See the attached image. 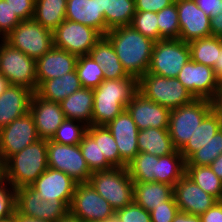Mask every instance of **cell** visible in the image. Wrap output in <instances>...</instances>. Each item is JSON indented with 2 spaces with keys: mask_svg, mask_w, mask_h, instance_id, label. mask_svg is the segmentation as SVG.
Here are the masks:
<instances>
[{
  "mask_svg": "<svg viewBox=\"0 0 222 222\" xmlns=\"http://www.w3.org/2000/svg\"><path fill=\"white\" fill-rule=\"evenodd\" d=\"M105 36L112 43L129 76L139 80L147 73L155 41L145 37L131 25L111 29Z\"/></svg>",
  "mask_w": 222,
  "mask_h": 222,
  "instance_id": "cell-1",
  "label": "cell"
},
{
  "mask_svg": "<svg viewBox=\"0 0 222 222\" xmlns=\"http://www.w3.org/2000/svg\"><path fill=\"white\" fill-rule=\"evenodd\" d=\"M92 125H107L118 116L138 92V79H104L93 89Z\"/></svg>",
  "mask_w": 222,
  "mask_h": 222,
  "instance_id": "cell-2",
  "label": "cell"
},
{
  "mask_svg": "<svg viewBox=\"0 0 222 222\" xmlns=\"http://www.w3.org/2000/svg\"><path fill=\"white\" fill-rule=\"evenodd\" d=\"M5 180L17 189L30 186L47 168V139H38L5 162Z\"/></svg>",
  "mask_w": 222,
  "mask_h": 222,
  "instance_id": "cell-3",
  "label": "cell"
},
{
  "mask_svg": "<svg viewBox=\"0 0 222 222\" xmlns=\"http://www.w3.org/2000/svg\"><path fill=\"white\" fill-rule=\"evenodd\" d=\"M88 183L115 211L133 202L134 182L126 167L93 172Z\"/></svg>",
  "mask_w": 222,
  "mask_h": 222,
  "instance_id": "cell-4",
  "label": "cell"
},
{
  "mask_svg": "<svg viewBox=\"0 0 222 222\" xmlns=\"http://www.w3.org/2000/svg\"><path fill=\"white\" fill-rule=\"evenodd\" d=\"M215 108L213 101L195 98L170 110L168 132L174 147L180 150L194 135L202 120Z\"/></svg>",
  "mask_w": 222,
  "mask_h": 222,
  "instance_id": "cell-5",
  "label": "cell"
},
{
  "mask_svg": "<svg viewBox=\"0 0 222 222\" xmlns=\"http://www.w3.org/2000/svg\"><path fill=\"white\" fill-rule=\"evenodd\" d=\"M138 91L170 110L195 99L177 78L161 77L149 72L138 80Z\"/></svg>",
  "mask_w": 222,
  "mask_h": 222,
  "instance_id": "cell-6",
  "label": "cell"
},
{
  "mask_svg": "<svg viewBox=\"0 0 222 222\" xmlns=\"http://www.w3.org/2000/svg\"><path fill=\"white\" fill-rule=\"evenodd\" d=\"M190 59L189 44L181 39H162L154 43L149 73L176 78Z\"/></svg>",
  "mask_w": 222,
  "mask_h": 222,
  "instance_id": "cell-7",
  "label": "cell"
},
{
  "mask_svg": "<svg viewBox=\"0 0 222 222\" xmlns=\"http://www.w3.org/2000/svg\"><path fill=\"white\" fill-rule=\"evenodd\" d=\"M4 40L35 60L54 46L53 32L34 19L21 21Z\"/></svg>",
  "mask_w": 222,
  "mask_h": 222,
  "instance_id": "cell-8",
  "label": "cell"
},
{
  "mask_svg": "<svg viewBox=\"0 0 222 222\" xmlns=\"http://www.w3.org/2000/svg\"><path fill=\"white\" fill-rule=\"evenodd\" d=\"M1 74L10 85H20L33 92L37 90L35 59L12 47L4 39H0Z\"/></svg>",
  "mask_w": 222,
  "mask_h": 222,
  "instance_id": "cell-9",
  "label": "cell"
},
{
  "mask_svg": "<svg viewBox=\"0 0 222 222\" xmlns=\"http://www.w3.org/2000/svg\"><path fill=\"white\" fill-rule=\"evenodd\" d=\"M48 167L62 171L77 183H88L92 172L79 145L59 144L47 140Z\"/></svg>",
  "mask_w": 222,
  "mask_h": 222,
  "instance_id": "cell-10",
  "label": "cell"
},
{
  "mask_svg": "<svg viewBox=\"0 0 222 222\" xmlns=\"http://www.w3.org/2000/svg\"><path fill=\"white\" fill-rule=\"evenodd\" d=\"M101 37L94 28L65 19L53 31V44L77 56L88 55Z\"/></svg>",
  "mask_w": 222,
  "mask_h": 222,
  "instance_id": "cell-11",
  "label": "cell"
},
{
  "mask_svg": "<svg viewBox=\"0 0 222 222\" xmlns=\"http://www.w3.org/2000/svg\"><path fill=\"white\" fill-rule=\"evenodd\" d=\"M69 212L83 222L105 221L115 210L89 183H77Z\"/></svg>",
  "mask_w": 222,
  "mask_h": 222,
  "instance_id": "cell-12",
  "label": "cell"
},
{
  "mask_svg": "<svg viewBox=\"0 0 222 222\" xmlns=\"http://www.w3.org/2000/svg\"><path fill=\"white\" fill-rule=\"evenodd\" d=\"M16 211L24 216L56 222L69 212L63 202L42 200L31 186L15 189Z\"/></svg>",
  "mask_w": 222,
  "mask_h": 222,
  "instance_id": "cell-13",
  "label": "cell"
},
{
  "mask_svg": "<svg viewBox=\"0 0 222 222\" xmlns=\"http://www.w3.org/2000/svg\"><path fill=\"white\" fill-rule=\"evenodd\" d=\"M194 98L215 101L219 93L220 81L213 68L194 62L191 58L176 77Z\"/></svg>",
  "mask_w": 222,
  "mask_h": 222,
  "instance_id": "cell-14",
  "label": "cell"
},
{
  "mask_svg": "<svg viewBox=\"0 0 222 222\" xmlns=\"http://www.w3.org/2000/svg\"><path fill=\"white\" fill-rule=\"evenodd\" d=\"M38 139L33 117L28 112L0 129V160L5 162Z\"/></svg>",
  "mask_w": 222,
  "mask_h": 222,
  "instance_id": "cell-15",
  "label": "cell"
},
{
  "mask_svg": "<svg viewBox=\"0 0 222 222\" xmlns=\"http://www.w3.org/2000/svg\"><path fill=\"white\" fill-rule=\"evenodd\" d=\"M77 182L62 171L47 168L30 186L42 200L71 205Z\"/></svg>",
  "mask_w": 222,
  "mask_h": 222,
  "instance_id": "cell-16",
  "label": "cell"
},
{
  "mask_svg": "<svg viewBox=\"0 0 222 222\" xmlns=\"http://www.w3.org/2000/svg\"><path fill=\"white\" fill-rule=\"evenodd\" d=\"M174 2L179 17V39L189 43L211 35V17L201 10L194 0H175Z\"/></svg>",
  "mask_w": 222,
  "mask_h": 222,
  "instance_id": "cell-17",
  "label": "cell"
},
{
  "mask_svg": "<svg viewBox=\"0 0 222 222\" xmlns=\"http://www.w3.org/2000/svg\"><path fill=\"white\" fill-rule=\"evenodd\" d=\"M106 127L116 141L120 154V167H127V164L139 153L138 127L127 109H124Z\"/></svg>",
  "mask_w": 222,
  "mask_h": 222,
  "instance_id": "cell-18",
  "label": "cell"
},
{
  "mask_svg": "<svg viewBox=\"0 0 222 222\" xmlns=\"http://www.w3.org/2000/svg\"><path fill=\"white\" fill-rule=\"evenodd\" d=\"M138 130L168 128L170 109L146 98L139 91L126 106Z\"/></svg>",
  "mask_w": 222,
  "mask_h": 222,
  "instance_id": "cell-19",
  "label": "cell"
},
{
  "mask_svg": "<svg viewBox=\"0 0 222 222\" xmlns=\"http://www.w3.org/2000/svg\"><path fill=\"white\" fill-rule=\"evenodd\" d=\"M29 113L41 139H51L65 119L60 103L46 100L36 92H33Z\"/></svg>",
  "mask_w": 222,
  "mask_h": 222,
  "instance_id": "cell-20",
  "label": "cell"
},
{
  "mask_svg": "<svg viewBox=\"0 0 222 222\" xmlns=\"http://www.w3.org/2000/svg\"><path fill=\"white\" fill-rule=\"evenodd\" d=\"M173 195L179 211L201 215L218 200L206 193L186 174L174 185Z\"/></svg>",
  "mask_w": 222,
  "mask_h": 222,
  "instance_id": "cell-21",
  "label": "cell"
},
{
  "mask_svg": "<svg viewBox=\"0 0 222 222\" xmlns=\"http://www.w3.org/2000/svg\"><path fill=\"white\" fill-rule=\"evenodd\" d=\"M77 59V55L53 46L42 57L35 60L37 87L45 80L74 71Z\"/></svg>",
  "mask_w": 222,
  "mask_h": 222,
  "instance_id": "cell-22",
  "label": "cell"
},
{
  "mask_svg": "<svg viewBox=\"0 0 222 222\" xmlns=\"http://www.w3.org/2000/svg\"><path fill=\"white\" fill-rule=\"evenodd\" d=\"M65 16L67 20L94 28L102 36L107 33L104 0H67Z\"/></svg>",
  "mask_w": 222,
  "mask_h": 222,
  "instance_id": "cell-23",
  "label": "cell"
},
{
  "mask_svg": "<svg viewBox=\"0 0 222 222\" xmlns=\"http://www.w3.org/2000/svg\"><path fill=\"white\" fill-rule=\"evenodd\" d=\"M33 91L20 85H10L0 95V129L27 114Z\"/></svg>",
  "mask_w": 222,
  "mask_h": 222,
  "instance_id": "cell-24",
  "label": "cell"
},
{
  "mask_svg": "<svg viewBox=\"0 0 222 222\" xmlns=\"http://www.w3.org/2000/svg\"><path fill=\"white\" fill-rule=\"evenodd\" d=\"M94 92L92 88L81 87L60 102L65 119L78 120L92 125Z\"/></svg>",
  "mask_w": 222,
  "mask_h": 222,
  "instance_id": "cell-25",
  "label": "cell"
},
{
  "mask_svg": "<svg viewBox=\"0 0 222 222\" xmlns=\"http://www.w3.org/2000/svg\"><path fill=\"white\" fill-rule=\"evenodd\" d=\"M89 55L102 66L104 79L130 77L119 61L116 51L106 36H102L90 50Z\"/></svg>",
  "mask_w": 222,
  "mask_h": 222,
  "instance_id": "cell-26",
  "label": "cell"
},
{
  "mask_svg": "<svg viewBox=\"0 0 222 222\" xmlns=\"http://www.w3.org/2000/svg\"><path fill=\"white\" fill-rule=\"evenodd\" d=\"M222 128V111L216 107L202 120L194 135L186 142L179 152L187 161L197 150L207 144L212 136Z\"/></svg>",
  "mask_w": 222,
  "mask_h": 222,
  "instance_id": "cell-27",
  "label": "cell"
},
{
  "mask_svg": "<svg viewBox=\"0 0 222 222\" xmlns=\"http://www.w3.org/2000/svg\"><path fill=\"white\" fill-rule=\"evenodd\" d=\"M81 87L78 73L75 69L61 77L43 81L37 87L36 93L46 100L60 103Z\"/></svg>",
  "mask_w": 222,
  "mask_h": 222,
  "instance_id": "cell-28",
  "label": "cell"
},
{
  "mask_svg": "<svg viewBox=\"0 0 222 222\" xmlns=\"http://www.w3.org/2000/svg\"><path fill=\"white\" fill-rule=\"evenodd\" d=\"M173 196V186L160 182H134L133 201L150 212Z\"/></svg>",
  "mask_w": 222,
  "mask_h": 222,
  "instance_id": "cell-29",
  "label": "cell"
},
{
  "mask_svg": "<svg viewBox=\"0 0 222 222\" xmlns=\"http://www.w3.org/2000/svg\"><path fill=\"white\" fill-rule=\"evenodd\" d=\"M138 150L155 156H165L177 149L171 140L168 128H147L138 132Z\"/></svg>",
  "mask_w": 222,
  "mask_h": 222,
  "instance_id": "cell-30",
  "label": "cell"
},
{
  "mask_svg": "<svg viewBox=\"0 0 222 222\" xmlns=\"http://www.w3.org/2000/svg\"><path fill=\"white\" fill-rule=\"evenodd\" d=\"M67 0H35L33 19L52 32L66 19Z\"/></svg>",
  "mask_w": 222,
  "mask_h": 222,
  "instance_id": "cell-31",
  "label": "cell"
},
{
  "mask_svg": "<svg viewBox=\"0 0 222 222\" xmlns=\"http://www.w3.org/2000/svg\"><path fill=\"white\" fill-rule=\"evenodd\" d=\"M135 14V0H104V17L107 32L130 25Z\"/></svg>",
  "mask_w": 222,
  "mask_h": 222,
  "instance_id": "cell-32",
  "label": "cell"
},
{
  "mask_svg": "<svg viewBox=\"0 0 222 222\" xmlns=\"http://www.w3.org/2000/svg\"><path fill=\"white\" fill-rule=\"evenodd\" d=\"M186 161L179 150L159 157L157 161V182L174 185L185 175Z\"/></svg>",
  "mask_w": 222,
  "mask_h": 222,
  "instance_id": "cell-33",
  "label": "cell"
},
{
  "mask_svg": "<svg viewBox=\"0 0 222 222\" xmlns=\"http://www.w3.org/2000/svg\"><path fill=\"white\" fill-rule=\"evenodd\" d=\"M190 58L197 63L214 67L221 50V37L210 35L188 43Z\"/></svg>",
  "mask_w": 222,
  "mask_h": 222,
  "instance_id": "cell-34",
  "label": "cell"
},
{
  "mask_svg": "<svg viewBox=\"0 0 222 222\" xmlns=\"http://www.w3.org/2000/svg\"><path fill=\"white\" fill-rule=\"evenodd\" d=\"M158 160L159 156L139 152L126 167L133 182H157Z\"/></svg>",
  "mask_w": 222,
  "mask_h": 222,
  "instance_id": "cell-35",
  "label": "cell"
},
{
  "mask_svg": "<svg viewBox=\"0 0 222 222\" xmlns=\"http://www.w3.org/2000/svg\"><path fill=\"white\" fill-rule=\"evenodd\" d=\"M87 133L99 143L101 159H106L112 167H120L119 150L110 130L105 125H90Z\"/></svg>",
  "mask_w": 222,
  "mask_h": 222,
  "instance_id": "cell-36",
  "label": "cell"
},
{
  "mask_svg": "<svg viewBox=\"0 0 222 222\" xmlns=\"http://www.w3.org/2000/svg\"><path fill=\"white\" fill-rule=\"evenodd\" d=\"M206 193L222 201V180L209 166L186 165V173Z\"/></svg>",
  "mask_w": 222,
  "mask_h": 222,
  "instance_id": "cell-37",
  "label": "cell"
},
{
  "mask_svg": "<svg viewBox=\"0 0 222 222\" xmlns=\"http://www.w3.org/2000/svg\"><path fill=\"white\" fill-rule=\"evenodd\" d=\"M76 71L78 73L81 86L85 88H97L104 80V71L102 66L95 62L89 54L78 56Z\"/></svg>",
  "mask_w": 222,
  "mask_h": 222,
  "instance_id": "cell-38",
  "label": "cell"
},
{
  "mask_svg": "<svg viewBox=\"0 0 222 222\" xmlns=\"http://www.w3.org/2000/svg\"><path fill=\"white\" fill-rule=\"evenodd\" d=\"M87 128L81 121L64 119L50 140L64 145H79L87 133Z\"/></svg>",
  "mask_w": 222,
  "mask_h": 222,
  "instance_id": "cell-39",
  "label": "cell"
},
{
  "mask_svg": "<svg viewBox=\"0 0 222 222\" xmlns=\"http://www.w3.org/2000/svg\"><path fill=\"white\" fill-rule=\"evenodd\" d=\"M159 40L179 39L180 26L176 3L163 8L157 13Z\"/></svg>",
  "mask_w": 222,
  "mask_h": 222,
  "instance_id": "cell-40",
  "label": "cell"
},
{
  "mask_svg": "<svg viewBox=\"0 0 222 222\" xmlns=\"http://www.w3.org/2000/svg\"><path fill=\"white\" fill-rule=\"evenodd\" d=\"M221 153L222 128L186 161V165L209 166Z\"/></svg>",
  "mask_w": 222,
  "mask_h": 222,
  "instance_id": "cell-41",
  "label": "cell"
},
{
  "mask_svg": "<svg viewBox=\"0 0 222 222\" xmlns=\"http://www.w3.org/2000/svg\"><path fill=\"white\" fill-rule=\"evenodd\" d=\"M82 156L86 160L89 170L93 173L113 168L106 159H101L99 143L86 133L79 144Z\"/></svg>",
  "mask_w": 222,
  "mask_h": 222,
  "instance_id": "cell-42",
  "label": "cell"
},
{
  "mask_svg": "<svg viewBox=\"0 0 222 222\" xmlns=\"http://www.w3.org/2000/svg\"><path fill=\"white\" fill-rule=\"evenodd\" d=\"M157 22V13L151 11H135L130 25L145 37L157 42L159 41V27Z\"/></svg>",
  "mask_w": 222,
  "mask_h": 222,
  "instance_id": "cell-43",
  "label": "cell"
},
{
  "mask_svg": "<svg viewBox=\"0 0 222 222\" xmlns=\"http://www.w3.org/2000/svg\"><path fill=\"white\" fill-rule=\"evenodd\" d=\"M121 222H151L150 212L134 201L115 211Z\"/></svg>",
  "mask_w": 222,
  "mask_h": 222,
  "instance_id": "cell-44",
  "label": "cell"
},
{
  "mask_svg": "<svg viewBox=\"0 0 222 222\" xmlns=\"http://www.w3.org/2000/svg\"><path fill=\"white\" fill-rule=\"evenodd\" d=\"M15 210V190L5 180L0 185V220L12 217Z\"/></svg>",
  "mask_w": 222,
  "mask_h": 222,
  "instance_id": "cell-45",
  "label": "cell"
},
{
  "mask_svg": "<svg viewBox=\"0 0 222 222\" xmlns=\"http://www.w3.org/2000/svg\"><path fill=\"white\" fill-rule=\"evenodd\" d=\"M21 20L5 0H0V39H4Z\"/></svg>",
  "mask_w": 222,
  "mask_h": 222,
  "instance_id": "cell-46",
  "label": "cell"
},
{
  "mask_svg": "<svg viewBox=\"0 0 222 222\" xmlns=\"http://www.w3.org/2000/svg\"><path fill=\"white\" fill-rule=\"evenodd\" d=\"M179 211L174 195L150 211L151 222H172Z\"/></svg>",
  "mask_w": 222,
  "mask_h": 222,
  "instance_id": "cell-47",
  "label": "cell"
},
{
  "mask_svg": "<svg viewBox=\"0 0 222 222\" xmlns=\"http://www.w3.org/2000/svg\"><path fill=\"white\" fill-rule=\"evenodd\" d=\"M21 21L33 19L35 0H5Z\"/></svg>",
  "mask_w": 222,
  "mask_h": 222,
  "instance_id": "cell-48",
  "label": "cell"
},
{
  "mask_svg": "<svg viewBox=\"0 0 222 222\" xmlns=\"http://www.w3.org/2000/svg\"><path fill=\"white\" fill-rule=\"evenodd\" d=\"M175 0H135V11H151L158 13L170 6Z\"/></svg>",
  "mask_w": 222,
  "mask_h": 222,
  "instance_id": "cell-49",
  "label": "cell"
},
{
  "mask_svg": "<svg viewBox=\"0 0 222 222\" xmlns=\"http://www.w3.org/2000/svg\"><path fill=\"white\" fill-rule=\"evenodd\" d=\"M200 217L202 222H222V201H217Z\"/></svg>",
  "mask_w": 222,
  "mask_h": 222,
  "instance_id": "cell-50",
  "label": "cell"
},
{
  "mask_svg": "<svg viewBox=\"0 0 222 222\" xmlns=\"http://www.w3.org/2000/svg\"><path fill=\"white\" fill-rule=\"evenodd\" d=\"M197 6L203 10L209 17L216 15L221 10L222 0H194Z\"/></svg>",
  "mask_w": 222,
  "mask_h": 222,
  "instance_id": "cell-51",
  "label": "cell"
},
{
  "mask_svg": "<svg viewBox=\"0 0 222 222\" xmlns=\"http://www.w3.org/2000/svg\"><path fill=\"white\" fill-rule=\"evenodd\" d=\"M211 35L222 37V1L221 10L216 15H213L210 20Z\"/></svg>",
  "mask_w": 222,
  "mask_h": 222,
  "instance_id": "cell-52",
  "label": "cell"
},
{
  "mask_svg": "<svg viewBox=\"0 0 222 222\" xmlns=\"http://www.w3.org/2000/svg\"><path fill=\"white\" fill-rule=\"evenodd\" d=\"M172 222H202L200 215L178 211Z\"/></svg>",
  "mask_w": 222,
  "mask_h": 222,
  "instance_id": "cell-53",
  "label": "cell"
},
{
  "mask_svg": "<svg viewBox=\"0 0 222 222\" xmlns=\"http://www.w3.org/2000/svg\"><path fill=\"white\" fill-rule=\"evenodd\" d=\"M213 72L216 78L221 81L222 80V37H221V50L218 53L217 61L213 67Z\"/></svg>",
  "mask_w": 222,
  "mask_h": 222,
  "instance_id": "cell-54",
  "label": "cell"
},
{
  "mask_svg": "<svg viewBox=\"0 0 222 222\" xmlns=\"http://www.w3.org/2000/svg\"><path fill=\"white\" fill-rule=\"evenodd\" d=\"M212 171L222 180V153L209 165Z\"/></svg>",
  "mask_w": 222,
  "mask_h": 222,
  "instance_id": "cell-55",
  "label": "cell"
},
{
  "mask_svg": "<svg viewBox=\"0 0 222 222\" xmlns=\"http://www.w3.org/2000/svg\"><path fill=\"white\" fill-rule=\"evenodd\" d=\"M15 222H51L48 220L31 218L18 213L16 210L13 214Z\"/></svg>",
  "mask_w": 222,
  "mask_h": 222,
  "instance_id": "cell-56",
  "label": "cell"
},
{
  "mask_svg": "<svg viewBox=\"0 0 222 222\" xmlns=\"http://www.w3.org/2000/svg\"><path fill=\"white\" fill-rule=\"evenodd\" d=\"M56 222H83V221L77 218L76 216L72 215L70 212H68L65 216H63Z\"/></svg>",
  "mask_w": 222,
  "mask_h": 222,
  "instance_id": "cell-57",
  "label": "cell"
},
{
  "mask_svg": "<svg viewBox=\"0 0 222 222\" xmlns=\"http://www.w3.org/2000/svg\"><path fill=\"white\" fill-rule=\"evenodd\" d=\"M10 86L8 79L0 73V95Z\"/></svg>",
  "mask_w": 222,
  "mask_h": 222,
  "instance_id": "cell-58",
  "label": "cell"
},
{
  "mask_svg": "<svg viewBox=\"0 0 222 222\" xmlns=\"http://www.w3.org/2000/svg\"><path fill=\"white\" fill-rule=\"evenodd\" d=\"M5 181V164L0 160V185Z\"/></svg>",
  "mask_w": 222,
  "mask_h": 222,
  "instance_id": "cell-59",
  "label": "cell"
},
{
  "mask_svg": "<svg viewBox=\"0 0 222 222\" xmlns=\"http://www.w3.org/2000/svg\"><path fill=\"white\" fill-rule=\"evenodd\" d=\"M214 103H222V80L220 81L219 93H218V96H217L216 100L214 101Z\"/></svg>",
  "mask_w": 222,
  "mask_h": 222,
  "instance_id": "cell-60",
  "label": "cell"
},
{
  "mask_svg": "<svg viewBox=\"0 0 222 222\" xmlns=\"http://www.w3.org/2000/svg\"><path fill=\"white\" fill-rule=\"evenodd\" d=\"M105 222H121L120 219L117 217L116 214H114L113 216L107 218L105 220Z\"/></svg>",
  "mask_w": 222,
  "mask_h": 222,
  "instance_id": "cell-61",
  "label": "cell"
},
{
  "mask_svg": "<svg viewBox=\"0 0 222 222\" xmlns=\"http://www.w3.org/2000/svg\"><path fill=\"white\" fill-rule=\"evenodd\" d=\"M0 222H15L14 216L8 217V218H6V219H4V220H0Z\"/></svg>",
  "mask_w": 222,
  "mask_h": 222,
  "instance_id": "cell-62",
  "label": "cell"
},
{
  "mask_svg": "<svg viewBox=\"0 0 222 222\" xmlns=\"http://www.w3.org/2000/svg\"><path fill=\"white\" fill-rule=\"evenodd\" d=\"M215 107L222 111V103H214Z\"/></svg>",
  "mask_w": 222,
  "mask_h": 222,
  "instance_id": "cell-63",
  "label": "cell"
}]
</instances>
